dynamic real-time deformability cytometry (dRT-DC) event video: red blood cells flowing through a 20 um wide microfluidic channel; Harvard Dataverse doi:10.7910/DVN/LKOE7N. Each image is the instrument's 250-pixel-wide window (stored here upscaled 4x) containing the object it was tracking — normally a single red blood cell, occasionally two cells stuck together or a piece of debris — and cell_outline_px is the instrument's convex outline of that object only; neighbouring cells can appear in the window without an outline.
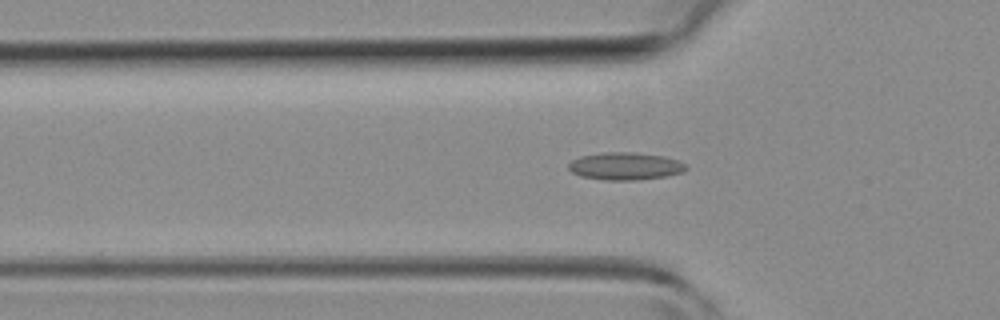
{"species": "common noctule bat (a hibernating species)", "species_latin": "Nyctalus noctula", "temperature_condition": "room temperature", "stored_images_in_passage": 35, "camera_frame_rate_fps": 3000, "um_per_image_px": 0.085, "animal": {"sex": "female", "body_mass_g": 19.3, "forearm_length_mm": 54.1}, "frame": {"image": 1, "passage_image": 5, "time_ms": 1.333, "image_size_px": [1000, 320], "cell_outline_px": [[688, 168], [684, 172], [668, 176], [636, 180], [604, 180], [580, 176], [572, 172], [568, 168], [568, 164], [572, 160], [580, 156], [604, 152], [636, 152], [664, 156], [676, 160], [684, 164]], "centroid_in_image_um": [53.14, 14.12], "position_along_channel_um": 72.7, "area_um2": 18.96}}
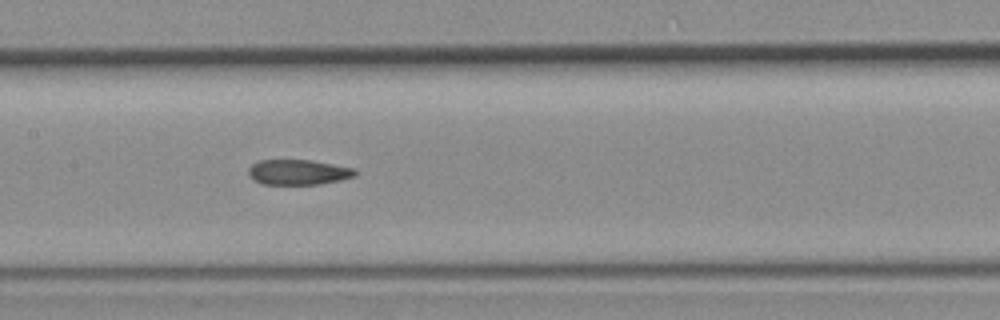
{"frame": {"image": 2, "passage_image": 12, "time_ms": 3.667, "image_size_px": [1000, 320], "cell_outline_px": [[356, 176], [340, 180], [320, 184], [264, 184], [252, 180], [248, 176], [248, 168], [252, 164], [260, 160], [312, 160], [356, 168]], "centroid_in_image_um": [25.35, 14.63], "position_along_channel_um": 182.1, "area_um2": 15.84}}
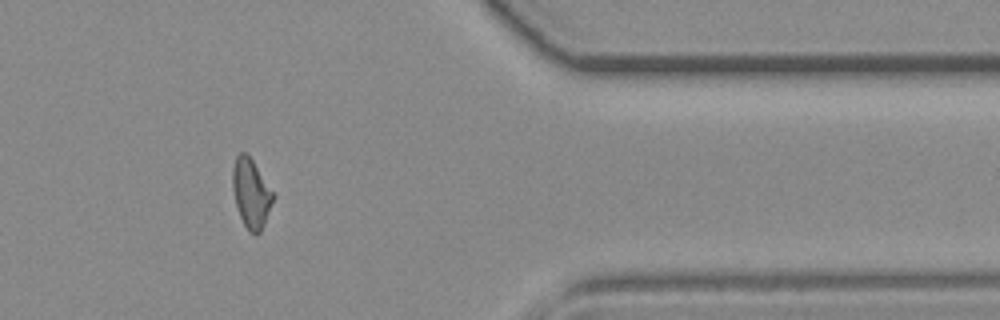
{"frame": {"image": 3, "passage_image": 27, "time_ms": 8.667, "image_size_px": [1000, 320], "cell_outline_px": [[276, 196], [264, 224], [260, 232], [256, 236], [248, 232], [240, 216], [236, 204], [232, 188], [232, 168], [236, 156], [240, 152], [244, 152], [252, 160]], "centroid_in_image_um": [21.35, 16.46], "position_along_channel_um": 390.1, "area_um2": 16.36}}